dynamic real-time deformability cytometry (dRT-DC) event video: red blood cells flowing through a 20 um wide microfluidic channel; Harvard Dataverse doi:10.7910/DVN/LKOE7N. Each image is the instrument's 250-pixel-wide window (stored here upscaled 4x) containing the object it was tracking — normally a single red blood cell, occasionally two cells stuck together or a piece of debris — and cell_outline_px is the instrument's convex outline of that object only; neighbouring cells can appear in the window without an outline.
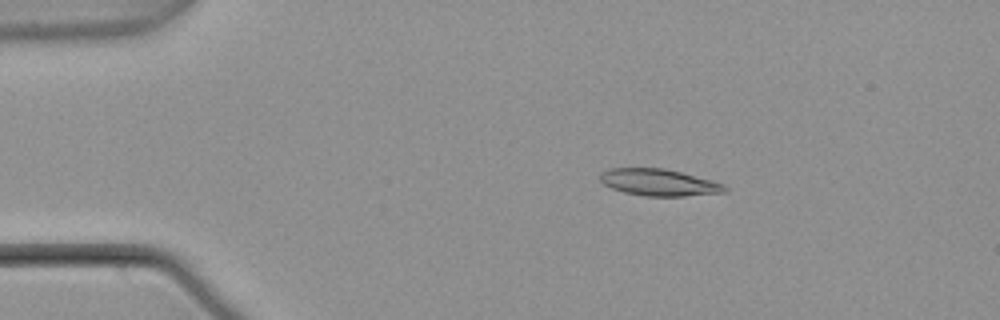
{"species": "common noctule bat (a hibernating species)", "species_latin": "Nyctalus noctula", "temperature_condition": "warm", "stored_images_in_passage": 6, "camera_frame_rate_fps": 3000, "um_per_image_px": 0.085, "animal": {"sex": "male", "body_mass_g": 21.5, "forearm_length_mm": 52.0}, "frame": {"image": 1, "passage_image": 2, "time_ms": 0.333, "image_size_px": [1000, 320], "cell_outline_px": [[728, 192], [684, 196], [644, 196], [624, 192], [612, 188], [604, 184], [600, 180], [600, 172], [612, 168], [664, 168], [712, 180], [724, 184], [728, 188]], "centroid_in_image_um": [56.03, 15.51], "position_along_channel_um": 29.0, "area_um2": 19.48}}
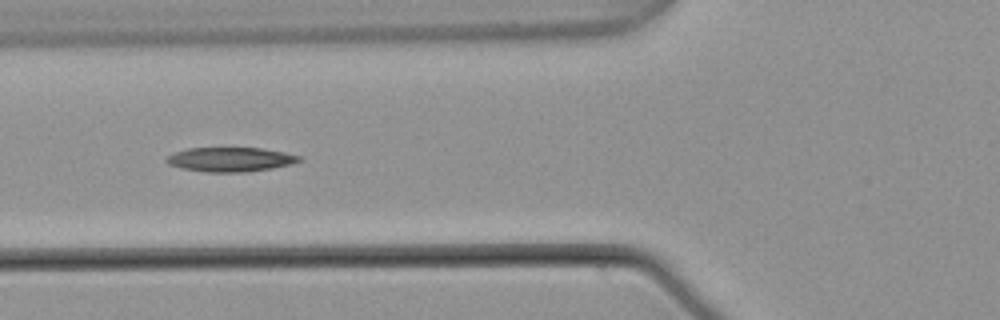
{"frame": {"image": 2, "passage_image": 5, "time_ms": 1.333, "image_size_px": [1000, 320], "cell_outline_px": [[304, 160], [292, 164], [272, 168], [244, 172], [208, 172], [180, 168], [168, 164], [164, 160], [168, 156], [176, 152], [188, 148], [264, 148], [284, 152], [300, 156]], "centroid_in_image_um": [19.61, 13.55], "position_along_channel_um": 106.2, "area_um2": 18.84}}
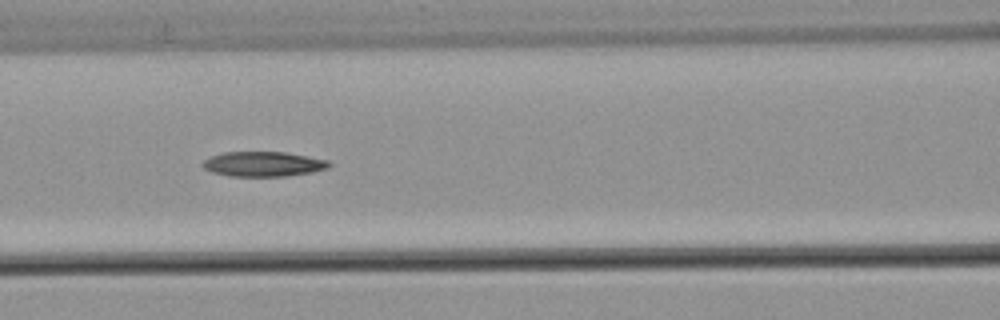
{"frame": {"image": 3, "passage_image": 6, "time_ms": 1.667, "image_size_px": [1000, 320], "cell_outline_px": [[332, 164], [328, 168], [312, 172], [288, 176], [228, 176], [212, 172], [204, 168], [200, 164], [204, 160], [212, 156], [224, 152], [284, 152], [308, 156], [328, 160]], "centroid_in_image_um": [22.39, 13.94], "position_along_channel_um": 144.2, "area_um2": 18.38}}